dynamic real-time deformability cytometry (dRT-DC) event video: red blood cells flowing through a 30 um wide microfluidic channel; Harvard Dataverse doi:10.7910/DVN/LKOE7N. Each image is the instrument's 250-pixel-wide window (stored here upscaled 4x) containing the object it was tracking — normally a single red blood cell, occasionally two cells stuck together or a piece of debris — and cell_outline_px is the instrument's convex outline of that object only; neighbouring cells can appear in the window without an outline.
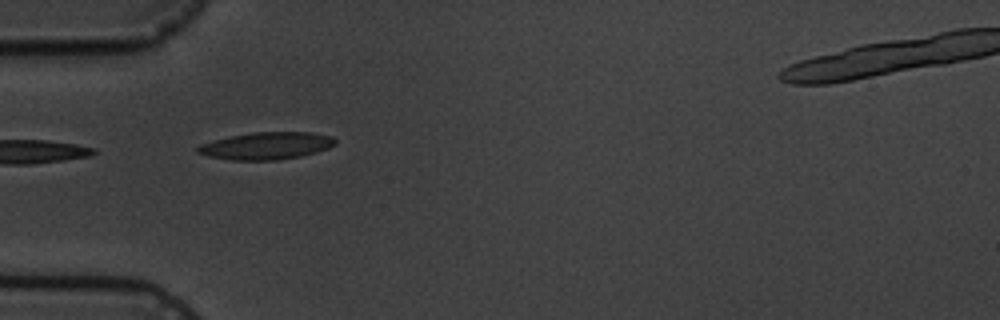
{"species": "common noctule bat (a hibernating species)", "species_latin": "Nyctalus noctula", "temperature_condition": "cold", "stored_images_in_passage": 6, "camera_frame_rate_fps": 3000, "um_per_image_px": 0.085, "animal": {"sex": "male", "body_mass_g": 19.5, "forearm_length_mm": 54.6}, "frame": {"image": 1, "passage_image": 5, "time_ms": 5.333, "image_size_px": [1000, 320], "cell_outline_px": [[336, 144], [328, 148], [316, 152], [300, 156], [276, 160], [232, 160], [208, 156], [196, 152], [196, 148], [200, 144], [228, 136], [252, 132], [312, 132], [332, 136], [336, 140]], "centroid_in_image_um": [22.64, 12.38], "position_along_channel_um": 62.4, "area_um2": 21.91}}